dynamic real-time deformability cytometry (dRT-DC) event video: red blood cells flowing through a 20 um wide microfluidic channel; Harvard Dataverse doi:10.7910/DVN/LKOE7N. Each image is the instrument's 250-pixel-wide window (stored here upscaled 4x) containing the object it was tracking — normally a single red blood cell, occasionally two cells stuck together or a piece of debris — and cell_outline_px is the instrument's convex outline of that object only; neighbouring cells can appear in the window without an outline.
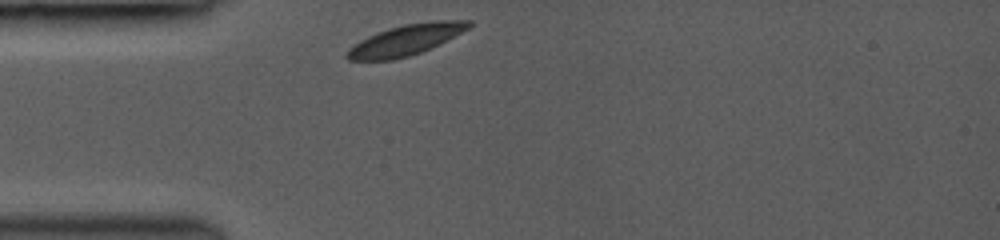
{"species": "common noctule bat (a hibernating species)", "species_latin": "Nyctalus noctula", "temperature_condition": "room temperature", "stored_images_in_passage": 6, "camera_frame_rate_fps": 3000, "um_per_image_px": 0.085, "animal": {"sex": "female", "body_mass_g": 19.0, "forearm_length_mm": 53.3}, "frame": {"image": 1, "passage_image": 1, "time_ms": 0.0, "image_size_px": [1000, 240], "cell_outline_px": [[476, 24], [440, 44], [420, 52], [408, 56], [392, 60], [348, 60], [344, 56], [348, 48], [360, 40], [368, 36], [388, 28], [404, 24], [432, 20], [472, 20]], "centroid_in_image_um": [34.51, 3.38], "position_along_channel_um": 50.5, "area_um2": 21.91}}
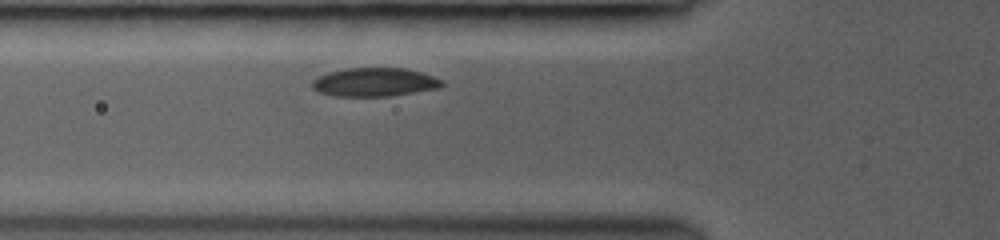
{"frame": {"image": 2, "passage_image": 3, "time_ms": 1.333, "image_size_px": [1000, 240], "cell_outline_px": [[444, 84], [440, 88], [388, 96], [336, 96], [320, 92], [312, 88], [312, 80], [316, 76], [328, 72], [348, 68], [404, 68], [420, 72], [444, 80]], "centroid_in_image_um": [31.83, 6.98], "position_along_channel_um": 94.0, "area_um2": 21.62}}
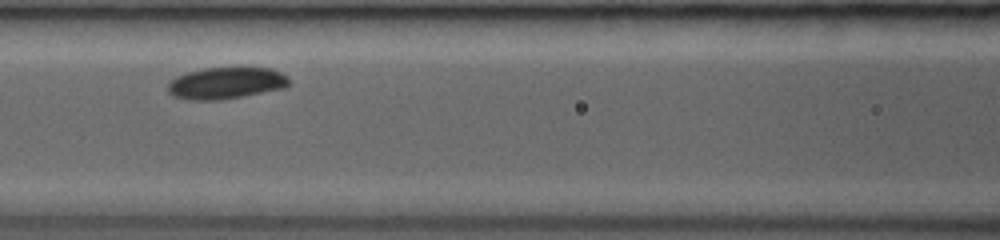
{"frame": {"image": 3, "passage_image": 5, "time_ms": 2.667, "image_size_px": [1000, 240], "cell_outline_px": [[288, 88], [244, 96], [220, 100], [188, 100], [172, 96], [168, 92], [168, 84], [176, 76], [188, 72], [204, 68], [236, 64], [240, 64], [272, 68], [280, 72], [288, 80]], "centroid_in_image_um": [19.25, 7.01], "position_along_channel_um": 147.4, "area_um2": 23.47}}